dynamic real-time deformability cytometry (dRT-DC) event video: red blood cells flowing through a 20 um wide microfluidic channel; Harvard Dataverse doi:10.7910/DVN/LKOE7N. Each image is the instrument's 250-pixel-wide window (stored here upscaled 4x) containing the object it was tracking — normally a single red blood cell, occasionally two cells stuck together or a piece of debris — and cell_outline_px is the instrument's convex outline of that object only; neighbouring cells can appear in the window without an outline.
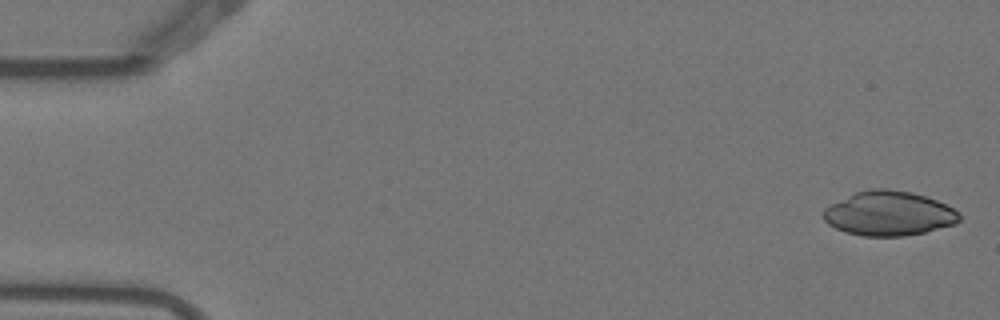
{"species": "Egyptian fruit bat (a non-hibernating species)", "species_latin": "Rousettus aegyptiacus", "temperature_condition": "warm", "stored_images_in_passage": 4, "camera_frame_rate_fps": 3000, "um_per_image_px": 0.085, "animal": {"sex": "female"}, "frame": {"image": 1, "passage_image": 1, "time_ms": 0.0, "image_size_px": [1000, 320], "cell_outline_px": [[960, 220], [956, 224], [924, 232], [904, 236], [860, 236], [844, 232], [828, 224], [824, 220], [824, 208], [856, 192], [868, 188], [888, 188], [912, 192], [936, 200], [952, 208], [960, 216]], "centroid_in_image_um": [75.54, 18.15], "position_along_channel_um": 9.5, "area_um2": 35.14}}